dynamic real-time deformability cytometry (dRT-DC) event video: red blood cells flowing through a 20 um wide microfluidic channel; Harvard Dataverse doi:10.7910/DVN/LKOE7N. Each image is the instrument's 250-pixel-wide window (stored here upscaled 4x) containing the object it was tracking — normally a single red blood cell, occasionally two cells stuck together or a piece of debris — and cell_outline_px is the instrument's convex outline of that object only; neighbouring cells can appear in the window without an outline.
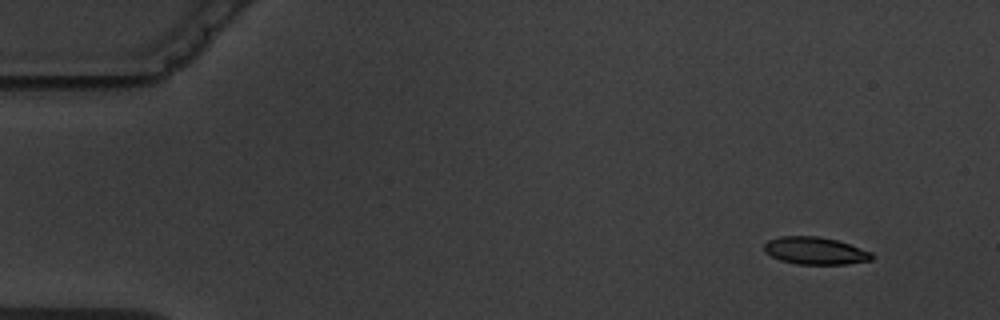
{"species": "common noctule bat (a hibernating species)", "species_latin": "Nyctalus noctula", "temperature_condition": "warm", "stored_images_in_passage": 7, "camera_frame_rate_fps": 3000, "um_per_image_px": 0.085, "animal": {"sex": "male", "body_mass_g": 19.5, "forearm_length_mm": 54.6}, "frame": {"image": 1, "passage_image": 1, "time_ms": 0.0, "image_size_px": [1000, 320], "cell_outline_px": [[872, 260], [848, 264], [796, 264], [780, 260], [764, 252], [764, 244], [768, 240], [780, 236], [820, 236], [836, 240], [872, 252]], "centroid_in_image_um": [69.26, 21.31], "position_along_channel_um": 15.7, "area_um2": 17.17}}
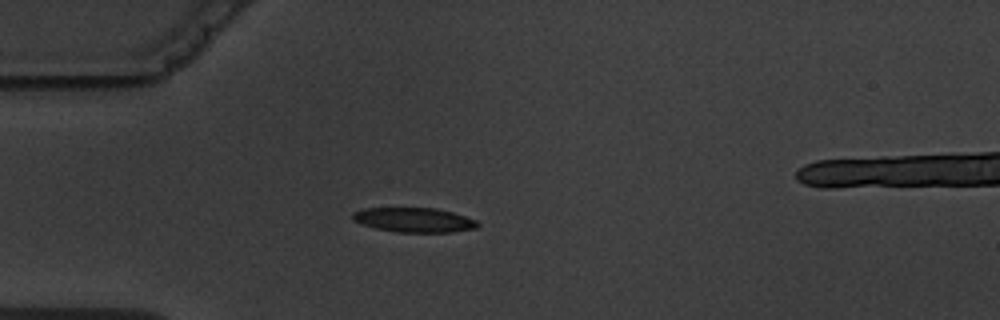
{"frame": {"image": 2, "passage_image": 4, "time_ms": 3.667, "image_size_px": [1000, 320], "cell_outline_px": [[480, 224], [476, 228], [452, 232], [396, 232], [376, 228], [352, 220], [352, 212], [364, 208], [436, 208], [452, 212], [476, 220]], "centroid_in_image_um": [35.19, 18.69], "position_along_channel_um": 49.8, "area_um2": 17.8}}